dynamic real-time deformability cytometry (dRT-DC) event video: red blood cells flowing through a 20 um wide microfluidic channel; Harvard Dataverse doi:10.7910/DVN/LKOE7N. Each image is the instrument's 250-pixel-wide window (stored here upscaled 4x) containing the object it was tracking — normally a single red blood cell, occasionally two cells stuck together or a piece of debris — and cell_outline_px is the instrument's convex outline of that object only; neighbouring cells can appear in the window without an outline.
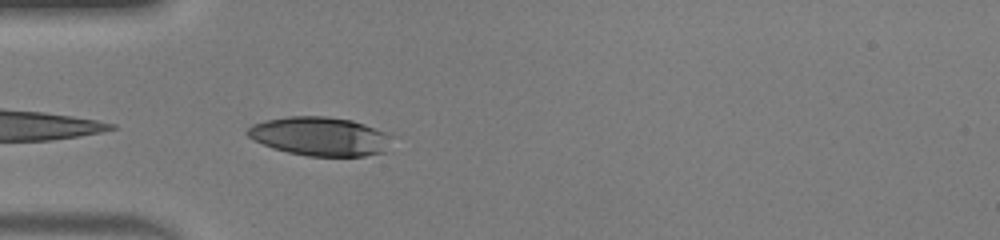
{"species": "human", "species_latin": "Homo sapiens", "temperature_condition": "warm", "stored_images_in_passage": 10, "camera_frame_rate_fps": 3000, "um_per_image_px": 0.085, "donor": {"sex": "male"}, "frame": {"image": 1, "passage_image": 1, "time_ms": 0.0, "image_size_px": [1000, 240], "cell_outline_px": [[384, 152], [364, 156], [308, 156], [288, 152], [272, 148], [248, 136], [244, 132], [252, 124], [268, 120], [288, 116], [324, 116], [352, 120], [364, 124], [384, 132]], "centroid_in_image_um": [27.08, 11.58], "position_along_channel_um": 57.9, "area_um2": 31.79}}
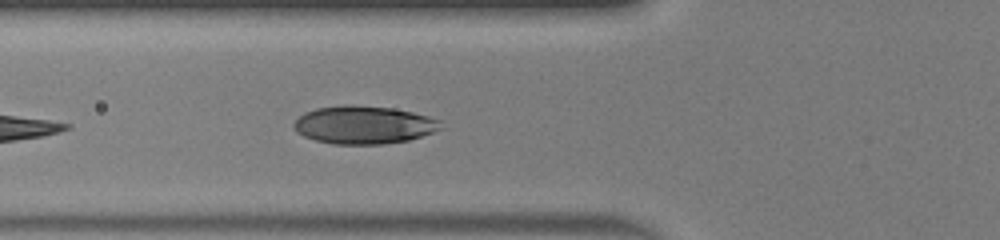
{"frame": {"image": 2, "passage_image": 4, "time_ms": 1.0, "image_size_px": [1000, 240], "cell_outline_px": [[444, 128], [408, 140], [380, 144], [332, 144], [316, 140], [304, 136], [296, 132], [292, 124], [304, 112], [316, 108], [344, 104], [352, 104], [392, 108], [412, 112], [428, 116], [440, 120]], "centroid_in_image_um": [30.9, 10.6], "position_along_channel_um": 94.9, "area_um2": 32.6}}
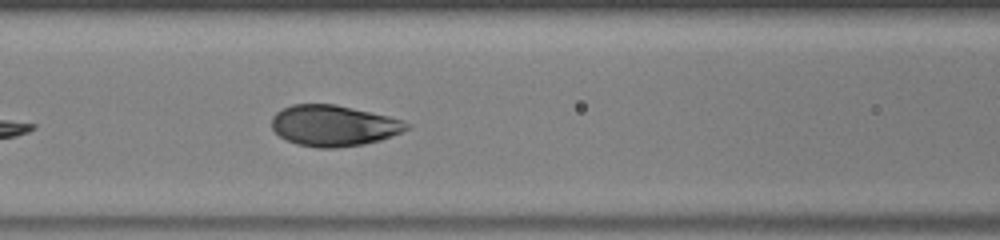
{"frame": {"image": 3, "passage_image": 7, "time_ms": 2.0, "image_size_px": [1000, 240], "cell_outline_px": [[412, 128], [380, 140], [364, 144], [336, 148], [316, 148], [296, 144], [280, 136], [272, 128], [272, 116], [276, 112], [292, 104], [336, 104], [388, 116], [404, 120], [412, 124]], "centroid_in_image_um": [28.39, 10.68], "position_along_channel_um": 138.2, "area_um2": 32.37}}